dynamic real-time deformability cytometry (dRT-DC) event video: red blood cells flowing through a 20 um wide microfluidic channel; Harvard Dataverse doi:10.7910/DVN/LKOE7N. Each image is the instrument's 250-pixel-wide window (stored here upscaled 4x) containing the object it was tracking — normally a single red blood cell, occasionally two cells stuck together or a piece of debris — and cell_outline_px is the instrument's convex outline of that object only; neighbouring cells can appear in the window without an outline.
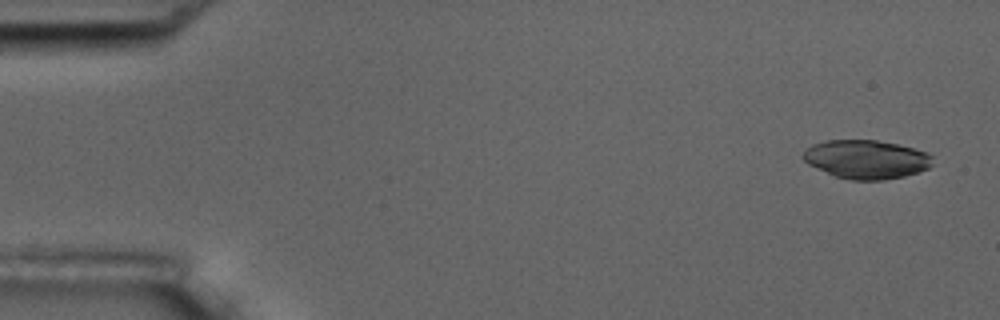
{"species": "common noctule bat (a hibernating species)", "species_latin": "Nyctalus noctula", "temperature_condition": "room temperature", "stored_images_in_passage": 6, "camera_frame_rate_fps": 3000, "um_per_image_px": 0.085, "animal": {"sex": "male", "body_mass_g": 17.5, "forearm_length_mm": 52.3}, "frame": {"image": 1, "passage_image": 1, "time_ms": 0.0, "image_size_px": [1000, 320], "cell_outline_px": [[932, 164], [928, 168], [904, 176], [884, 180], [852, 180], [836, 176], [808, 164], [800, 156], [812, 144], [828, 140], [876, 140], [896, 144], [928, 152], [932, 156]], "centroid_in_image_um": [73.63, 13.54], "position_along_channel_um": 11.4, "area_um2": 29.02}}